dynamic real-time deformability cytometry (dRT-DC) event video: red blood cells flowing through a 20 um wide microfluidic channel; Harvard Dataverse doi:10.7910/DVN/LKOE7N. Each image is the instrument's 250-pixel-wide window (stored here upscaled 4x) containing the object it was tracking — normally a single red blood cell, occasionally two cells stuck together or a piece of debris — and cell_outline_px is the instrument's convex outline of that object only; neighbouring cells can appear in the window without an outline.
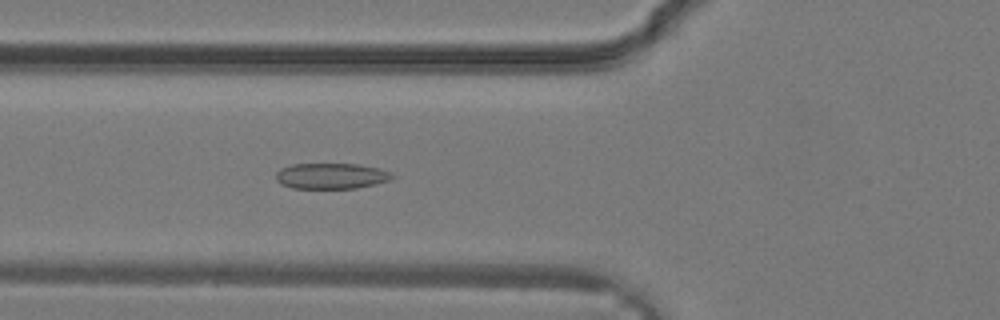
{"species": "common noctule bat (a hibernating species)", "species_latin": "Nyctalus noctula", "temperature_condition": "warm", "stored_images_in_passage": 29, "camera_frame_rate_fps": 3000, "um_per_image_px": 0.085, "animal": {"sex": "male", "body_mass_g": 19.2, "forearm_length_mm": 51.8}, "frame": {"image": 1, "passage_image": 9, "time_ms": 2.667, "image_size_px": [1000, 320], "cell_outline_px": [[396, 176], [392, 180], [376, 184], [356, 188], [292, 188], [280, 184], [276, 180], [276, 172], [280, 168], [292, 164], [360, 164], [380, 168], [392, 172]], "centroid_in_image_um": [28.2, 14.95], "position_along_channel_um": 97.6, "area_um2": 17.74}}
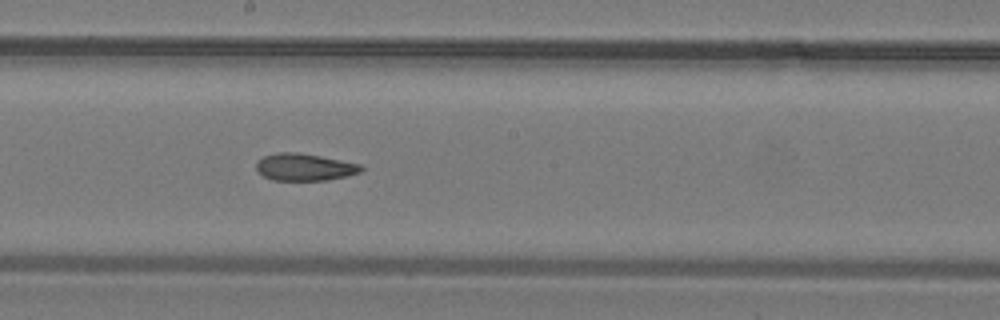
{"frame": {"image": 2, "passage_image": 15, "time_ms": 4.667, "image_size_px": [1000, 320], "cell_outline_px": [[364, 168], [360, 172], [348, 176], [328, 180], [272, 180], [256, 172], [256, 164], [264, 156], [280, 152], [296, 152], [320, 156], [360, 164]], "centroid_in_image_um": [25.88, 14.21], "position_along_channel_um": 222.3, "area_um2": 16.53}}
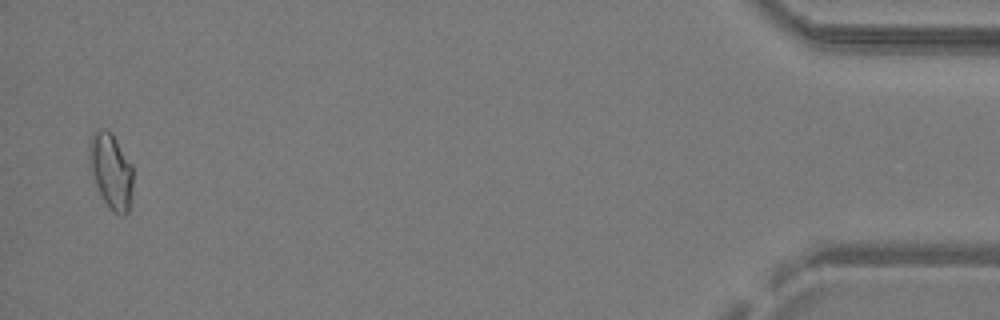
{"frame": {"image": 3, "passage_image": 29, "time_ms": 9.333, "image_size_px": [1000, 320], "cell_outline_px": [[132, 188], [128, 212], [124, 216], [120, 216], [104, 200], [96, 184], [92, 172], [88, 148], [88, 140], [92, 132], [96, 128], [104, 128], [112, 132], [132, 164]], "centroid_in_image_um": [9.43, 14.43], "position_along_channel_um": 425.8, "area_um2": 19.13}}